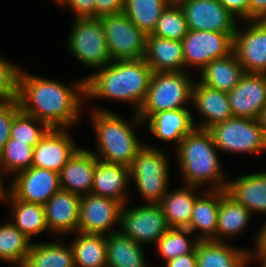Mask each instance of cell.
<instances>
[{"label": "cell", "instance_id": "cell-1", "mask_svg": "<svg viewBox=\"0 0 266 267\" xmlns=\"http://www.w3.org/2000/svg\"><path fill=\"white\" fill-rule=\"evenodd\" d=\"M17 99L21 110L50 128H71L79 122L86 102L85 78L67 82L18 72ZM84 101V102H83Z\"/></svg>", "mask_w": 266, "mask_h": 267}, {"label": "cell", "instance_id": "cell-2", "mask_svg": "<svg viewBox=\"0 0 266 267\" xmlns=\"http://www.w3.org/2000/svg\"><path fill=\"white\" fill-rule=\"evenodd\" d=\"M152 74L144 58L112 61L84 77L86 101L102 98L126 102L132 104L137 113L145 100Z\"/></svg>", "mask_w": 266, "mask_h": 267}, {"label": "cell", "instance_id": "cell-3", "mask_svg": "<svg viewBox=\"0 0 266 267\" xmlns=\"http://www.w3.org/2000/svg\"><path fill=\"white\" fill-rule=\"evenodd\" d=\"M95 134L98 160L130 167L138 151L145 145L137 137L136 129L144 123L137 113L128 121L110 109L92 107L89 111Z\"/></svg>", "mask_w": 266, "mask_h": 267}, {"label": "cell", "instance_id": "cell-4", "mask_svg": "<svg viewBox=\"0 0 266 267\" xmlns=\"http://www.w3.org/2000/svg\"><path fill=\"white\" fill-rule=\"evenodd\" d=\"M174 152L184 185L205 190L226 189L227 175L208 130L194 128L181 140Z\"/></svg>", "mask_w": 266, "mask_h": 267}, {"label": "cell", "instance_id": "cell-5", "mask_svg": "<svg viewBox=\"0 0 266 267\" xmlns=\"http://www.w3.org/2000/svg\"><path fill=\"white\" fill-rule=\"evenodd\" d=\"M190 74L189 71L153 72L145 100L137 112L143 123L159 111L189 108L196 78Z\"/></svg>", "mask_w": 266, "mask_h": 267}, {"label": "cell", "instance_id": "cell-6", "mask_svg": "<svg viewBox=\"0 0 266 267\" xmlns=\"http://www.w3.org/2000/svg\"><path fill=\"white\" fill-rule=\"evenodd\" d=\"M166 152L157 146L145 144L129 167L130 180L136 185L144 203L159 204L168 191L171 167Z\"/></svg>", "mask_w": 266, "mask_h": 267}, {"label": "cell", "instance_id": "cell-7", "mask_svg": "<svg viewBox=\"0 0 266 267\" xmlns=\"http://www.w3.org/2000/svg\"><path fill=\"white\" fill-rule=\"evenodd\" d=\"M66 47L84 67L100 69L112 62L99 18L73 19Z\"/></svg>", "mask_w": 266, "mask_h": 267}, {"label": "cell", "instance_id": "cell-8", "mask_svg": "<svg viewBox=\"0 0 266 267\" xmlns=\"http://www.w3.org/2000/svg\"><path fill=\"white\" fill-rule=\"evenodd\" d=\"M208 131L219 152L246 155L266 152V136L257 119L232 117Z\"/></svg>", "mask_w": 266, "mask_h": 267}, {"label": "cell", "instance_id": "cell-9", "mask_svg": "<svg viewBox=\"0 0 266 267\" xmlns=\"http://www.w3.org/2000/svg\"><path fill=\"white\" fill-rule=\"evenodd\" d=\"M123 205L118 231L141 245H155L170 229L159 204Z\"/></svg>", "mask_w": 266, "mask_h": 267}, {"label": "cell", "instance_id": "cell-10", "mask_svg": "<svg viewBox=\"0 0 266 267\" xmlns=\"http://www.w3.org/2000/svg\"><path fill=\"white\" fill-rule=\"evenodd\" d=\"M112 61L139 60L145 57L147 35L123 13L99 18Z\"/></svg>", "mask_w": 266, "mask_h": 267}, {"label": "cell", "instance_id": "cell-11", "mask_svg": "<svg viewBox=\"0 0 266 267\" xmlns=\"http://www.w3.org/2000/svg\"><path fill=\"white\" fill-rule=\"evenodd\" d=\"M181 42L184 71L187 72L191 71L192 67L200 72L211 61L224 58L233 52V38L223 32L189 29Z\"/></svg>", "mask_w": 266, "mask_h": 267}, {"label": "cell", "instance_id": "cell-12", "mask_svg": "<svg viewBox=\"0 0 266 267\" xmlns=\"http://www.w3.org/2000/svg\"><path fill=\"white\" fill-rule=\"evenodd\" d=\"M188 29L228 33L234 37L238 20L218 0H181L178 2Z\"/></svg>", "mask_w": 266, "mask_h": 267}, {"label": "cell", "instance_id": "cell-13", "mask_svg": "<svg viewBox=\"0 0 266 267\" xmlns=\"http://www.w3.org/2000/svg\"><path fill=\"white\" fill-rule=\"evenodd\" d=\"M121 202L92 193L80 198L78 232L109 235L118 230Z\"/></svg>", "mask_w": 266, "mask_h": 267}, {"label": "cell", "instance_id": "cell-14", "mask_svg": "<svg viewBox=\"0 0 266 267\" xmlns=\"http://www.w3.org/2000/svg\"><path fill=\"white\" fill-rule=\"evenodd\" d=\"M243 22L246 29L238 24L233 37V52L244 73L266 74V21Z\"/></svg>", "mask_w": 266, "mask_h": 267}, {"label": "cell", "instance_id": "cell-15", "mask_svg": "<svg viewBox=\"0 0 266 267\" xmlns=\"http://www.w3.org/2000/svg\"><path fill=\"white\" fill-rule=\"evenodd\" d=\"M7 191L18 200L44 205L61 189L59 173L30 167L12 177Z\"/></svg>", "mask_w": 266, "mask_h": 267}, {"label": "cell", "instance_id": "cell-16", "mask_svg": "<svg viewBox=\"0 0 266 267\" xmlns=\"http://www.w3.org/2000/svg\"><path fill=\"white\" fill-rule=\"evenodd\" d=\"M69 130L51 128L34 147L32 167L59 173L79 148Z\"/></svg>", "mask_w": 266, "mask_h": 267}, {"label": "cell", "instance_id": "cell-17", "mask_svg": "<svg viewBox=\"0 0 266 267\" xmlns=\"http://www.w3.org/2000/svg\"><path fill=\"white\" fill-rule=\"evenodd\" d=\"M227 96L233 117L258 120L266 106V74L244 73Z\"/></svg>", "mask_w": 266, "mask_h": 267}, {"label": "cell", "instance_id": "cell-18", "mask_svg": "<svg viewBox=\"0 0 266 267\" xmlns=\"http://www.w3.org/2000/svg\"><path fill=\"white\" fill-rule=\"evenodd\" d=\"M80 198L60 189L44 204L47 226L55 237L78 232Z\"/></svg>", "mask_w": 266, "mask_h": 267}, {"label": "cell", "instance_id": "cell-19", "mask_svg": "<svg viewBox=\"0 0 266 267\" xmlns=\"http://www.w3.org/2000/svg\"><path fill=\"white\" fill-rule=\"evenodd\" d=\"M192 104L198 115L203 117L200 124H194L198 129L208 130L233 117L227 93L207 87L197 79L192 87Z\"/></svg>", "mask_w": 266, "mask_h": 267}, {"label": "cell", "instance_id": "cell-20", "mask_svg": "<svg viewBox=\"0 0 266 267\" xmlns=\"http://www.w3.org/2000/svg\"><path fill=\"white\" fill-rule=\"evenodd\" d=\"M129 182V167L103 162L96 158L92 194L112 198L125 205L131 202V195L128 191L130 188Z\"/></svg>", "mask_w": 266, "mask_h": 267}, {"label": "cell", "instance_id": "cell-21", "mask_svg": "<svg viewBox=\"0 0 266 267\" xmlns=\"http://www.w3.org/2000/svg\"><path fill=\"white\" fill-rule=\"evenodd\" d=\"M95 165L91 149L79 147L59 172L61 189L79 196L90 194Z\"/></svg>", "mask_w": 266, "mask_h": 267}, {"label": "cell", "instance_id": "cell-22", "mask_svg": "<svg viewBox=\"0 0 266 267\" xmlns=\"http://www.w3.org/2000/svg\"><path fill=\"white\" fill-rule=\"evenodd\" d=\"M191 112L189 108L159 111L152 114L144 123L147 124L148 131L161 142H166L165 144L173 142L175 149L195 128L196 121Z\"/></svg>", "mask_w": 266, "mask_h": 267}, {"label": "cell", "instance_id": "cell-23", "mask_svg": "<svg viewBox=\"0 0 266 267\" xmlns=\"http://www.w3.org/2000/svg\"><path fill=\"white\" fill-rule=\"evenodd\" d=\"M226 193L252 214L266 215V171L246 173L227 181Z\"/></svg>", "mask_w": 266, "mask_h": 267}, {"label": "cell", "instance_id": "cell-24", "mask_svg": "<svg viewBox=\"0 0 266 267\" xmlns=\"http://www.w3.org/2000/svg\"><path fill=\"white\" fill-rule=\"evenodd\" d=\"M204 191L203 188L190 185L168 189L159 205L170 228H186L189 225L194 203Z\"/></svg>", "mask_w": 266, "mask_h": 267}, {"label": "cell", "instance_id": "cell-25", "mask_svg": "<svg viewBox=\"0 0 266 267\" xmlns=\"http://www.w3.org/2000/svg\"><path fill=\"white\" fill-rule=\"evenodd\" d=\"M248 250L228 241L199 240L196 246L197 267H249Z\"/></svg>", "mask_w": 266, "mask_h": 267}, {"label": "cell", "instance_id": "cell-26", "mask_svg": "<svg viewBox=\"0 0 266 267\" xmlns=\"http://www.w3.org/2000/svg\"><path fill=\"white\" fill-rule=\"evenodd\" d=\"M144 60L153 72L184 71L182 42L147 35Z\"/></svg>", "mask_w": 266, "mask_h": 267}, {"label": "cell", "instance_id": "cell-27", "mask_svg": "<svg viewBox=\"0 0 266 267\" xmlns=\"http://www.w3.org/2000/svg\"><path fill=\"white\" fill-rule=\"evenodd\" d=\"M253 214L237 203L225 190H219V211L216 236L213 241L226 242L246 231Z\"/></svg>", "mask_w": 266, "mask_h": 267}, {"label": "cell", "instance_id": "cell-28", "mask_svg": "<svg viewBox=\"0 0 266 267\" xmlns=\"http://www.w3.org/2000/svg\"><path fill=\"white\" fill-rule=\"evenodd\" d=\"M8 203L10 222L15 225L32 242L42 232H50L46 222L44 205L15 199L8 191L2 199Z\"/></svg>", "mask_w": 266, "mask_h": 267}, {"label": "cell", "instance_id": "cell-29", "mask_svg": "<svg viewBox=\"0 0 266 267\" xmlns=\"http://www.w3.org/2000/svg\"><path fill=\"white\" fill-rule=\"evenodd\" d=\"M199 73L197 80L207 87L230 92L244 74L242 65L234 52L208 63Z\"/></svg>", "mask_w": 266, "mask_h": 267}, {"label": "cell", "instance_id": "cell-30", "mask_svg": "<svg viewBox=\"0 0 266 267\" xmlns=\"http://www.w3.org/2000/svg\"><path fill=\"white\" fill-rule=\"evenodd\" d=\"M218 211L219 190H205L196 199L191 220L186 228L199 240H212L216 236Z\"/></svg>", "mask_w": 266, "mask_h": 267}, {"label": "cell", "instance_id": "cell-31", "mask_svg": "<svg viewBox=\"0 0 266 267\" xmlns=\"http://www.w3.org/2000/svg\"><path fill=\"white\" fill-rule=\"evenodd\" d=\"M144 247L119 231L106 235L107 267H150Z\"/></svg>", "mask_w": 266, "mask_h": 267}, {"label": "cell", "instance_id": "cell-32", "mask_svg": "<svg viewBox=\"0 0 266 267\" xmlns=\"http://www.w3.org/2000/svg\"><path fill=\"white\" fill-rule=\"evenodd\" d=\"M61 240L55 237L54 242L34 241L24 267H75L70 243L65 245Z\"/></svg>", "mask_w": 266, "mask_h": 267}, {"label": "cell", "instance_id": "cell-33", "mask_svg": "<svg viewBox=\"0 0 266 267\" xmlns=\"http://www.w3.org/2000/svg\"><path fill=\"white\" fill-rule=\"evenodd\" d=\"M69 242L75 267H107L106 235L74 233Z\"/></svg>", "mask_w": 266, "mask_h": 267}, {"label": "cell", "instance_id": "cell-34", "mask_svg": "<svg viewBox=\"0 0 266 267\" xmlns=\"http://www.w3.org/2000/svg\"><path fill=\"white\" fill-rule=\"evenodd\" d=\"M32 241L9 220L0 224V263L24 267Z\"/></svg>", "mask_w": 266, "mask_h": 267}, {"label": "cell", "instance_id": "cell-35", "mask_svg": "<svg viewBox=\"0 0 266 267\" xmlns=\"http://www.w3.org/2000/svg\"><path fill=\"white\" fill-rule=\"evenodd\" d=\"M169 0H125L123 13L146 35L155 29Z\"/></svg>", "mask_w": 266, "mask_h": 267}, {"label": "cell", "instance_id": "cell-36", "mask_svg": "<svg viewBox=\"0 0 266 267\" xmlns=\"http://www.w3.org/2000/svg\"><path fill=\"white\" fill-rule=\"evenodd\" d=\"M192 234L187 228H170L153 246L160 258L167 262L196 249L199 239ZM189 235H192V239H189Z\"/></svg>", "mask_w": 266, "mask_h": 267}, {"label": "cell", "instance_id": "cell-37", "mask_svg": "<svg viewBox=\"0 0 266 267\" xmlns=\"http://www.w3.org/2000/svg\"><path fill=\"white\" fill-rule=\"evenodd\" d=\"M34 147L9 139L0 153V172L14 176L32 166ZM13 174V175H12Z\"/></svg>", "mask_w": 266, "mask_h": 267}, {"label": "cell", "instance_id": "cell-38", "mask_svg": "<svg viewBox=\"0 0 266 267\" xmlns=\"http://www.w3.org/2000/svg\"><path fill=\"white\" fill-rule=\"evenodd\" d=\"M187 21L178 3H169L149 35L181 41L188 31Z\"/></svg>", "mask_w": 266, "mask_h": 267}, {"label": "cell", "instance_id": "cell-39", "mask_svg": "<svg viewBox=\"0 0 266 267\" xmlns=\"http://www.w3.org/2000/svg\"><path fill=\"white\" fill-rule=\"evenodd\" d=\"M50 129L44 122L20 110L14 116L10 139L35 147Z\"/></svg>", "mask_w": 266, "mask_h": 267}, {"label": "cell", "instance_id": "cell-40", "mask_svg": "<svg viewBox=\"0 0 266 267\" xmlns=\"http://www.w3.org/2000/svg\"><path fill=\"white\" fill-rule=\"evenodd\" d=\"M20 67V64H12L8 59L0 55V104L17 99Z\"/></svg>", "mask_w": 266, "mask_h": 267}, {"label": "cell", "instance_id": "cell-41", "mask_svg": "<svg viewBox=\"0 0 266 267\" xmlns=\"http://www.w3.org/2000/svg\"><path fill=\"white\" fill-rule=\"evenodd\" d=\"M21 110L18 99L0 104V153L10 139L14 116Z\"/></svg>", "mask_w": 266, "mask_h": 267}, {"label": "cell", "instance_id": "cell-42", "mask_svg": "<svg viewBox=\"0 0 266 267\" xmlns=\"http://www.w3.org/2000/svg\"><path fill=\"white\" fill-rule=\"evenodd\" d=\"M67 7L73 12L74 19L77 18H95L94 0H66L61 6Z\"/></svg>", "mask_w": 266, "mask_h": 267}, {"label": "cell", "instance_id": "cell-43", "mask_svg": "<svg viewBox=\"0 0 266 267\" xmlns=\"http://www.w3.org/2000/svg\"><path fill=\"white\" fill-rule=\"evenodd\" d=\"M95 18L105 15L121 13L124 10L125 0H94Z\"/></svg>", "mask_w": 266, "mask_h": 267}, {"label": "cell", "instance_id": "cell-44", "mask_svg": "<svg viewBox=\"0 0 266 267\" xmlns=\"http://www.w3.org/2000/svg\"><path fill=\"white\" fill-rule=\"evenodd\" d=\"M229 10L237 19L248 21L249 0H218Z\"/></svg>", "mask_w": 266, "mask_h": 267}, {"label": "cell", "instance_id": "cell-45", "mask_svg": "<svg viewBox=\"0 0 266 267\" xmlns=\"http://www.w3.org/2000/svg\"><path fill=\"white\" fill-rule=\"evenodd\" d=\"M248 21H266V0H249Z\"/></svg>", "mask_w": 266, "mask_h": 267}, {"label": "cell", "instance_id": "cell-46", "mask_svg": "<svg viewBox=\"0 0 266 267\" xmlns=\"http://www.w3.org/2000/svg\"><path fill=\"white\" fill-rule=\"evenodd\" d=\"M164 267H197L196 249L192 253L181 255L165 262Z\"/></svg>", "mask_w": 266, "mask_h": 267}, {"label": "cell", "instance_id": "cell-47", "mask_svg": "<svg viewBox=\"0 0 266 267\" xmlns=\"http://www.w3.org/2000/svg\"><path fill=\"white\" fill-rule=\"evenodd\" d=\"M257 262L260 267H266V249H250L248 250V266ZM252 263V264H251Z\"/></svg>", "mask_w": 266, "mask_h": 267}, {"label": "cell", "instance_id": "cell-48", "mask_svg": "<svg viewBox=\"0 0 266 267\" xmlns=\"http://www.w3.org/2000/svg\"><path fill=\"white\" fill-rule=\"evenodd\" d=\"M254 237L253 249H266V221L261 225Z\"/></svg>", "mask_w": 266, "mask_h": 267}, {"label": "cell", "instance_id": "cell-49", "mask_svg": "<svg viewBox=\"0 0 266 267\" xmlns=\"http://www.w3.org/2000/svg\"><path fill=\"white\" fill-rule=\"evenodd\" d=\"M260 125L262 126L265 136H266V106L262 109L260 117L258 119Z\"/></svg>", "mask_w": 266, "mask_h": 267}, {"label": "cell", "instance_id": "cell-50", "mask_svg": "<svg viewBox=\"0 0 266 267\" xmlns=\"http://www.w3.org/2000/svg\"><path fill=\"white\" fill-rule=\"evenodd\" d=\"M5 180L0 172V201L2 202V199L6 195L7 192V185L4 184Z\"/></svg>", "mask_w": 266, "mask_h": 267}, {"label": "cell", "instance_id": "cell-51", "mask_svg": "<svg viewBox=\"0 0 266 267\" xmlns=\"http://www.w3.org/2000/svg\"><path fill=\"white\" fill-rule=\"evenodd\" d=\"M52 1H54V3H56L57 6H62L66 0H52Z\"/></svg>", "mask_w": 266, "mask_h": 267}, {"label": "cell", "instance_id": "cell-52", "mask_svg": "<svg viewBox=\"0 0 266 267\" xmlns=\"http://www.w3.org/2000/svg\"><path fill=\"white\" fill-rule=\"evenodd\" d=\"M181 0H169L170 3H178Z\"/></svg>", "mask_w": 266, "mask_h": 267}]
</instances>
